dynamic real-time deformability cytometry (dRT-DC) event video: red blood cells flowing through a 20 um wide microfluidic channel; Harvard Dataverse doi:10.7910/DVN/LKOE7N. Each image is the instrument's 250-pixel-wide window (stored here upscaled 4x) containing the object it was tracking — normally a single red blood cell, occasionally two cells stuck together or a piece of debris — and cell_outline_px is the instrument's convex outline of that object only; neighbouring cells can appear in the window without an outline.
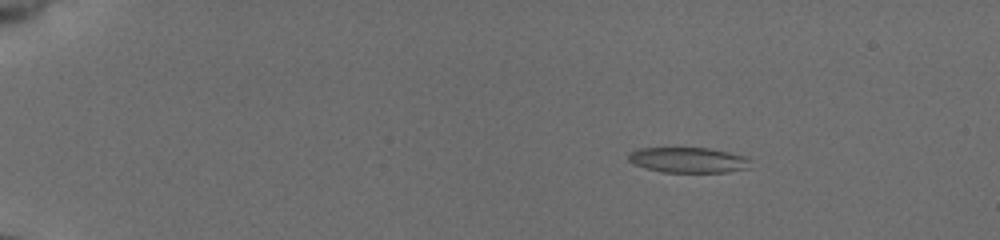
{"species": "common noctule bat (a hibernating species)", "species_latin": "Nyctalus noctula", "temperature_condition": "cold", "stored_images_in_passage": 54, "camera_frame_rate_fps": 3000, "um_per_image_px": 0.085, "animal": {"sex": "female", "body_mass_g": 19.5, "forearm_length_mm": 54.1}, "frame": {"image": 1, "passage_image": 9, "time_ms": 2.667, "image_size_px": [1000, 240], "cell_outline_px": [[748, 168], [728, 172], [664, 172], [648, 168], [636, 164], [628, 160], [628, 156], [632, 152], [640, 148], [708, 148], [728, 152], [744, 156], [748, 160]], "centroid_in_image_um": [58.51, 13.6], "position_along_channel_um": 26.5, "area_um2": 17.63}}
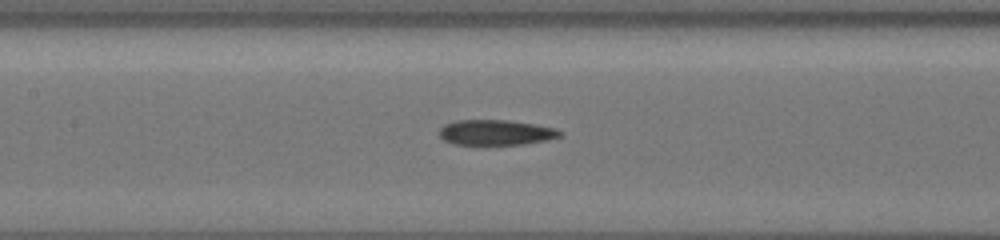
{"frame": {"image": 2, "passage_image": 28, "time_ms": 9.0, "image_size_px": [1000, 240], "cell_outline_px": [[564, 132], [560, 136], [548, 140], [520, 144], [452, 144], [444, 140], [440, 136], [440, 128], [444, 124], [456, 120], [504, 120], [532, 124], [556, 128]], "centroid_in_image_um": [42.14, 11.25], "position_along_channel_um": 165.3, "area_um2": 17.63}}
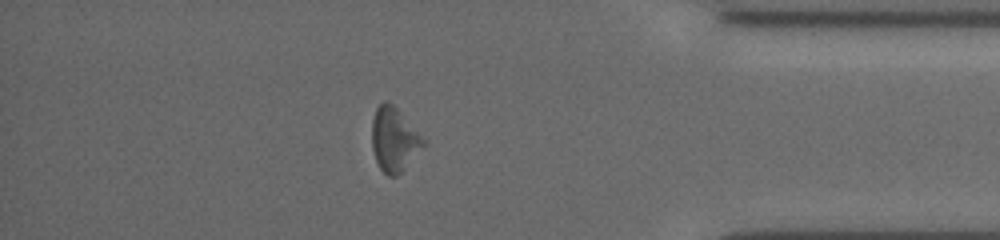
{"frame": {"image": 3, "passage_image": 48, "time_ms": 15.667, "image_size_px": [1000, 240], "cell_outline_px": [[428, 144], [396, 176], [388, 176], [380, 168], [376, 160], [372, 148], [372, 120], [376, 108], [384, 100], [388, 100], [428, 140]], "centroid_in_image_um": [33.54, 11.84], "position_along_channel_um": 401.7, "area_um2": 19.42}}